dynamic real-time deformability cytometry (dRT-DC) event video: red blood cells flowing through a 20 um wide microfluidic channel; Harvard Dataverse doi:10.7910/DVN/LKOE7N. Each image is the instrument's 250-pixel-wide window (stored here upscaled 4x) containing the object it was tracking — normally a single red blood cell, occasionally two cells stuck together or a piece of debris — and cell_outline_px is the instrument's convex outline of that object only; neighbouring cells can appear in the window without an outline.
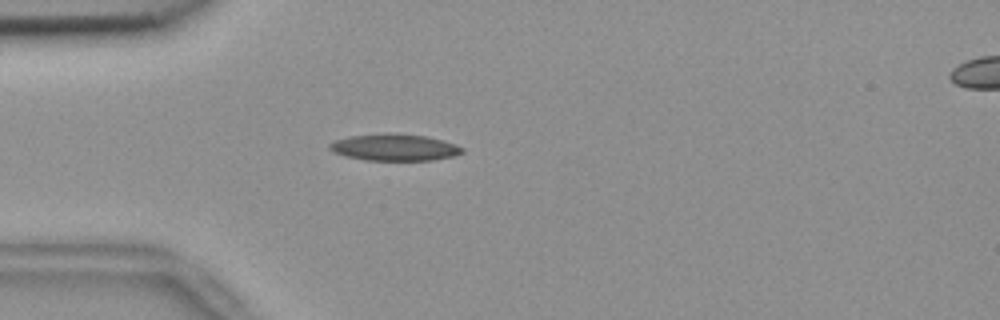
{"species": "common noctule bat (a hibernating species)", "species_latin": "Nyctalus noctula", "temperature_condition": "room temperature", "stored_images_in_passage": 55, "camera_frame_rate_fps": 3000, "um_per_image_px": 0.085, "animal": {"sex": "female", "body_mass_g": 18.4}, "frame": {"image": 1, "passage_image": 15, "time_ms": 4.667, "image_size_px": [1000, 320], "cell_outline_px": [[464, 152], [452, 156], [432, 160], [364, 160], [344, 156], [332, 152], [328, 148], [328, 144], [336, 140], [352, 136], [396, 132], [424, 136], [456, 144], [464, 148]], "centroid_in_image_um": [33.51, 12.53], "position_along_channel_um": 51.5, "area_um2": 20.63}}
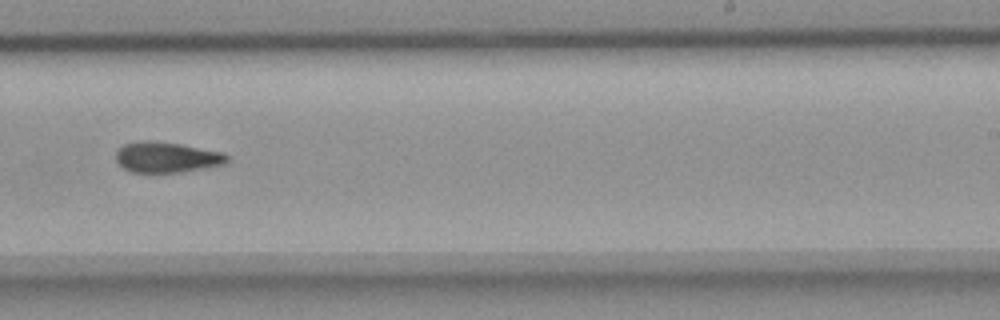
{"frame": {"image": 2, "passage_image": 34, "time_ms": 11.0, "image_size_px": [1000, 320], "cell_outline_px": [[228, 160], [224, 164], [204, 168], [180, 172], [132, 172], [124, 168], [116, 160], [116, 152], [124, 144], [144, 140], [152, 140], [180, 144], [224, 152], [228, 156]], "centroid_in_image_um": [14.18, 13.36], "position_along_channel_um": 274.8, "area_um2": 19.71}}
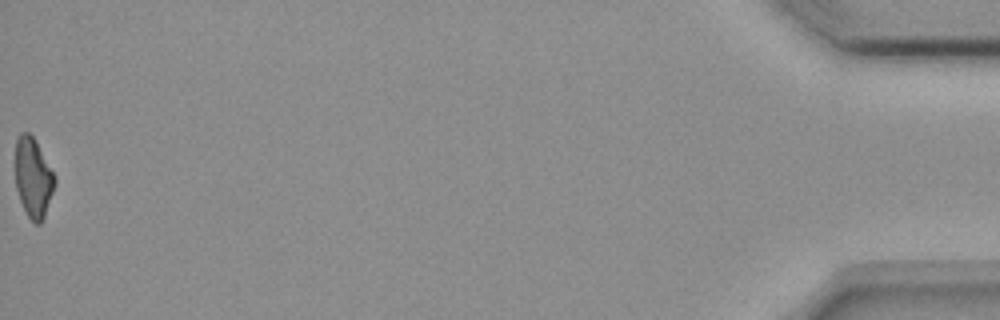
{"frame": {"image": 3, "passage_image": 55, "time_ms": 18.0, "image_size_px": [1000, 320], "cell_outline_px": [[56, 184], [44, 216], [40, 224], [36, 224], [28, 216], [20, 200], [16, 188], [16, 140], [20, 132], [28, 132], [32, 136], [56, 176]], "centroid_in_image_um": [2.83, 15.1], "position_along_channel_um": 432.4, "area_um2": 18.03}, "authors_computed_cell_mechanics": {"area_um2": 19.8254, "velocity_mm_per_s": 3.6861, "shape_relaxation_time_tau1_ms": null, "shape_relaxation_time_tau2_ms": 6.6558, "deformation_change_tau1": null, "deformation_change_tau2": 0.1575}}